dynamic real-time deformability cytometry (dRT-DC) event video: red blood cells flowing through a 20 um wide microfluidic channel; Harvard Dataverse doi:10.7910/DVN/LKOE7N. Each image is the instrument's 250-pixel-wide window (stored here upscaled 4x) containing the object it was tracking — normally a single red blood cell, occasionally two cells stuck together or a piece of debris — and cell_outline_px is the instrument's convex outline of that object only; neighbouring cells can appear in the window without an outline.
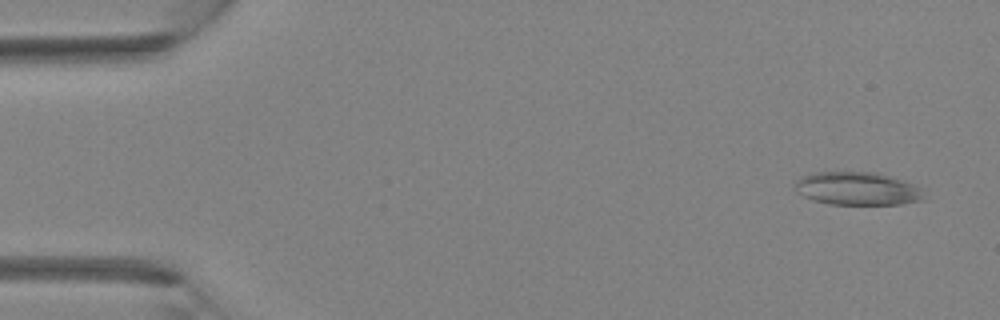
{"species": "Egyptian fruit bat (a non-hibernating species)", "species_latin": "Rousettus aegyptiacus", "temperature_condition": "room temperature", "stored_images_in_passage": 3, "camera_frame_rate_fps": 3000, "um_per_image_px": 0.085, "animal": {"sex": "female"}, "frame": {"image": 1, "passage_image": 1, "time_ms": 0.0, "image_size_px": [1000, 320], "cell_outline_px": [[924, 200], [900, 204], [828, 204], [812, 200], [796, 192], [792, 188], [796, 180], [800, 176], [816, 172], [844, 168], [876, 172], [924, 188]], "centroid_in_image_um": [72.8, 15.98], "position_along_channel_um": 12.2, "area_um2": 25.95}}